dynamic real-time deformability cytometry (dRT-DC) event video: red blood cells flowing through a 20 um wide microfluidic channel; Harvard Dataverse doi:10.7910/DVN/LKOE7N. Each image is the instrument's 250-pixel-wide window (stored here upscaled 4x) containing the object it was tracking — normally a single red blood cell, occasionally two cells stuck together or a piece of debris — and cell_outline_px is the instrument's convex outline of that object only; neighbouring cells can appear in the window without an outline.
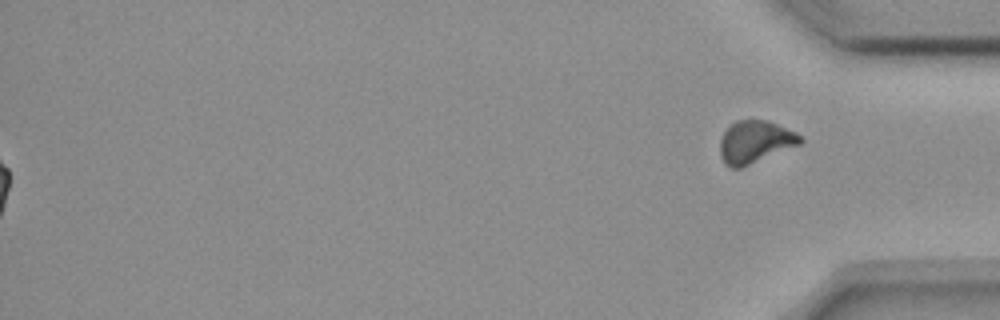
{"species": "common noctule bat (a hibernating species)", "species_latin": "Nyctalus noctula", "temperature_condition": "room temperature", "stored_images_in_passage": 57, "segment_of_instrument_passage": [2, 2], "camera_frame_rate_fps": 3000, "um_per_image_px": 0.085, "animal": {"sex": "female", "body_mass_g": 18.4}, "frame": {"image": 1, "passage_image": 57, "time_ms": 18.667, "image_size_px": [1000, 320], "cell_outline_px": [[804, 140], [800, 144], [740, 168], [732, 168], [724, 164], [720, 156], [720, 140], [724, 132], [736, 120], [768, 120], [796, 132]], "centroid_in_image_um": [64.17, 12.06], "position_along_channel_um": 371.0, "area_um2": 19.71}}